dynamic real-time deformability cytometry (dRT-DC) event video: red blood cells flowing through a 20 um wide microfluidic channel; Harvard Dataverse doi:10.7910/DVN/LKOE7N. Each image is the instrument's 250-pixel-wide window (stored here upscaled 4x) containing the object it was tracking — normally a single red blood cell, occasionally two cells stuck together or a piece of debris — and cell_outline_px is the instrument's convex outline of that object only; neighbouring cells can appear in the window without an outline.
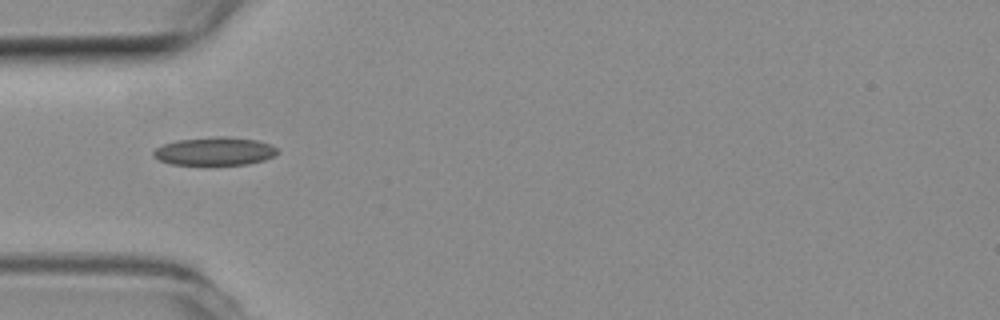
{"species": "common noctule bat (a hibernating species)", "species_latin": "Nyctalus noctula", "temperature_condition": "room temperature", "stored_images_in_passage": 3, "camera_frame_rate_fps": 3000, "um_per_image_px": 0.085, "animal": {"sex": "female", "body_mass_g": 19.3, "forearm_length_mm": 54.1}, "frame": {"image": 1, "passage_image": 1, "time_ms": 0.0, "image_size_px": [1000, 320], "cell_outline_px": [[280, 152], [276, 156], [264, 160], [248, 164], [212, 168], [172, 164], [160, 160], [152, 156], [152, 152], [156, 148], [164, 144], [176, 140], [220, 136], [224, 136], [256, 140], [272, 144]], "centroid_in_image_um": [18.27, 12.91], "position_along_channel_um": 66.7, "area_um2": 21.44}}
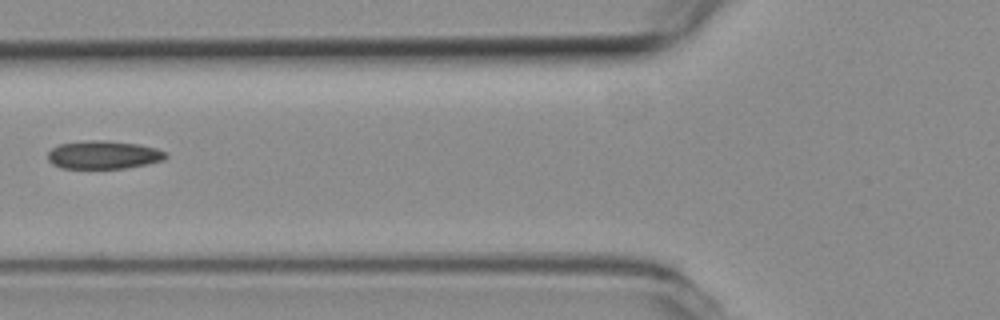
{"frame": {"image": 2, "passage_image": 2, "time_ms": 0.333, "image_size_px": [1000, 320], "cell_outline_px": [[168, 156], [164, 160], [148, 164], [124, 168], [60, 168], [52, 164], [48, 160], [48, 152], [52, 148], [60, 144], [92, 140], [104, 140], [136, 144], [156, 148], [168, 152]], "centroid_in_image_um": [8.82, 13.17], "position_along_channel_um": 117.0, "area_um2": 19.36}}
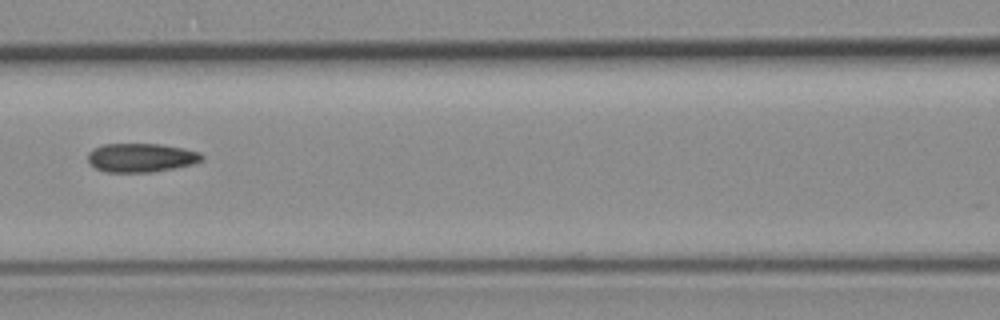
{"frame": {"image": 3, "passage_image": 3, "time_ms": 0.667, "image_size_px": [1000, 320], "cell_outline_px": [[204, 160], [192, 164], [176, 168], [152, 172], [104, 172], [96, 168], [88, 160], [88, 152], [104, 144], [160, 144], [184, 148], [200, 152], [204, 156]], "centroid_in_image_um": [12.04, 13.4], "position_along_channel_um": 154.6, "area_um2": 19.19}}